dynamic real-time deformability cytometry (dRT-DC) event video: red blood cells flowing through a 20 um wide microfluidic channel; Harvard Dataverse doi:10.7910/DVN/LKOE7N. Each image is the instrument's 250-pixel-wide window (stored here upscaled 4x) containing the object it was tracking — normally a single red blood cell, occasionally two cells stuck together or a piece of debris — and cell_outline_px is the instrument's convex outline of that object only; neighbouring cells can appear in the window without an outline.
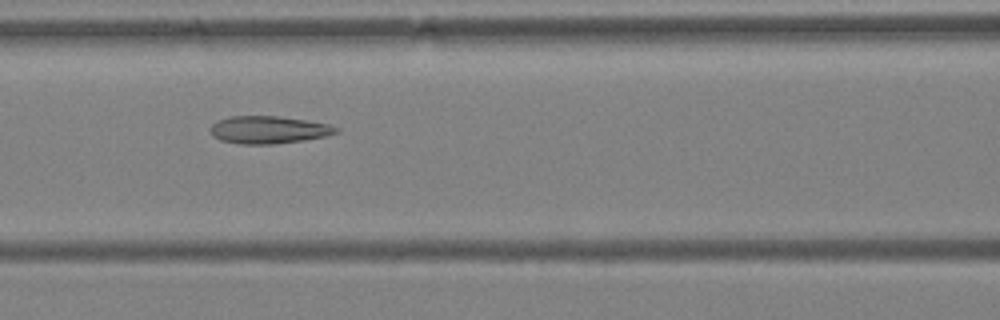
{"species": "Egyptian fruit bat (a non-hibernating species)", "species_latin": "Rousettus aegyptiacus", "temperature_condition": "warm", "stored_images_in_passage": 44, "camera_frame_rate_fps": 3000, "um_per_image_px": 0.085, "animal": {"sex": "female"}, "frame": {"image": 1, "passage_image": 16, "time_ms": 5.0, "image_size_px": [1000, 320], "cell_outline_px": [[340, 132], [328, 136], [304, 140], [272, 144], [240, 144], [220, 140], [212, 136], [212, 124], [220, 120], [232, 116], [276, 116], [308, 120], [328, 124], [340, 128]], "centroid_in_image_um": [22.89, 11.04], "position_along_channel_um": 143.7, "area_um2": 20.17}}
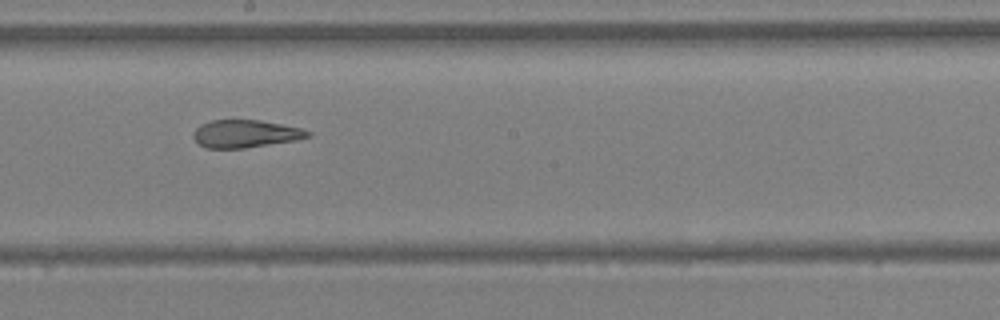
{"frame": {"image": 2, "passage_image": 22, "time_ms": 7.0, "image_size_px": [1000, 320], "cell_outline_px": [[312, 132], [308, 136], [296, 140], [244, 148], [204, 148], [192, 136], [196, 128], [200, 124], [212, 120], [260, 120], [300, 128]], "centroid_in_image_um": [20.83, 11.37], "position_along_channel_um": 227.4, "area_um2": 18.26}}
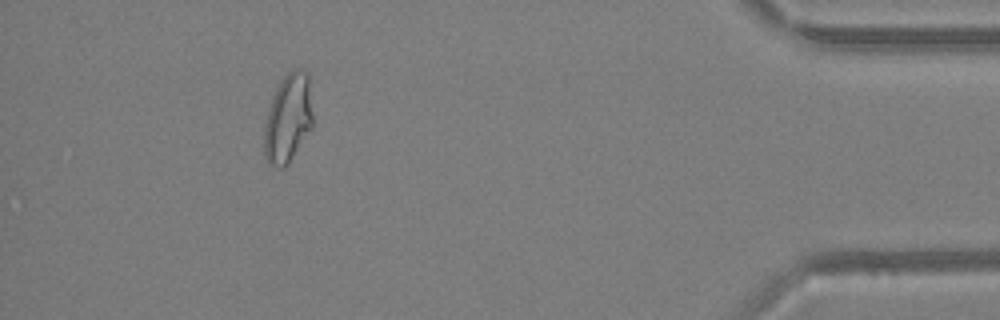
{"frame": {"image": 3, "passage_image": 39, "time_ms": 12.667, "image_size_px": [1000, 320], "cell_outline_px": [[312, 128], [288, 164], [284, 168], [276, 168], [268, 164], [264, 156], [264, 128], [268, 108], [272, 96], [280, 80], [288, 72], [296, 68], [304, 68], [308, 72], [312, 112]], "centroid_in_image_um": [24.47, 10.06], "position_along_channel_um": 410.7, "area_um2": 25.55}, "authors_computed_cell_mechanics": {"area_um2": 22.5998, "velocity_mm_per_s": 4.1941, "shape_relaxation_time_tau1_ms": null, "shape_relaxation_time_tau2_ms": 1.0228, "deformation_change_tau1": null, "deformation_change_tau2": 0.0874}}